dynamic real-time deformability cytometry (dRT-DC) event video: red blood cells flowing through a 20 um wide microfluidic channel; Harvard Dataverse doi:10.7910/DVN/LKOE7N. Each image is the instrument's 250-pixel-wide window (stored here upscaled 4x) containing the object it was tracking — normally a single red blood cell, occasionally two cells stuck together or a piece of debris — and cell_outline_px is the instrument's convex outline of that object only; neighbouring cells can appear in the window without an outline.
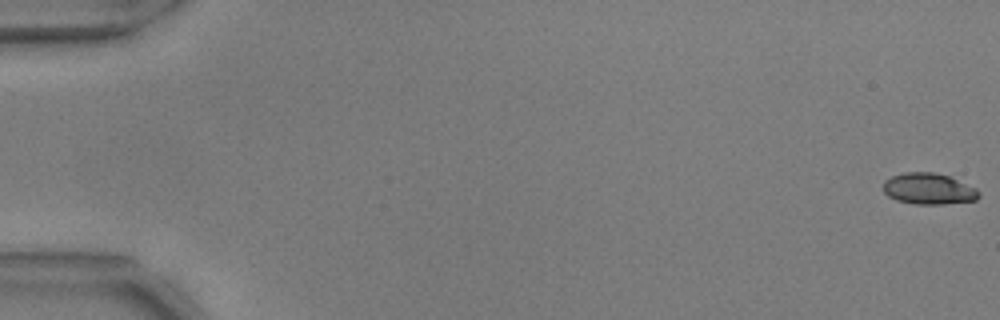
{"species": "common noctule bat (a hibernating species)", "species_latin": "Nyctalus noctula", "temperature_condition": "warm", "stored_images_in_passage": 10, "camera_frame_rate_fps": 3000, "um_per_image_px": 0.085, "animal": {"sex": "male", "body_mass_g": 17.9, "forearm_length_mm": 54.2}, "frame": {"image": 1, "passage_image": 1, "time_ms": 0.0, "image_size_px": [1000, 320], "cell_outline_px": [[980, 196], [976, 200], [944, 204], [912, 204], [896, 200], [888, 196], [884, 192], [884, 180], [892, 176], [904, 172], [932, 172], [948, 176], [976, 188], [980, 192]], "centroid_in_image_um": [78.93, 16.05], "position_along_channel_um": 6.1, "area_um2": 17.4}}